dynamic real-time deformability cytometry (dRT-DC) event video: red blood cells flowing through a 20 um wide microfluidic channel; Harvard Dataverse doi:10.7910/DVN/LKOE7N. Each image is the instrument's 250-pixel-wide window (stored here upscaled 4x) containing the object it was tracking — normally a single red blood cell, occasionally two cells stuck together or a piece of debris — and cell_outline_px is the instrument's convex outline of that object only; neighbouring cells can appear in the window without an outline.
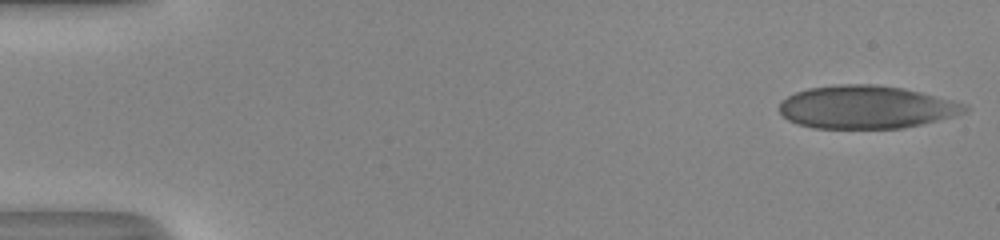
{"species": "human", "species_latin": "Homo sapiens", "temperature_condition": "room temperature", "stored_images_in_passage": 50, "camera_frame_rate_fps": 3000, "um_per_image_px": 0.085, "donor": {"sex": "male"}, "frame": {"image": 1, "passage_image": 1, "time_ms": 0.0, "image_size_px": [1000, 240], "cell_outline_px": [[968, 112], [904, 128], [812, 128], [796, 124], [788, 120], [780, 112], [780, 100], [796, 92], [808, 88], [840, 84], [876, 84], [904, 88], [968, 104]], "centroid_in_image_um": [73.62, 9.1], "position_along_channel_um": 11.4, "area_um2": 46.47}}
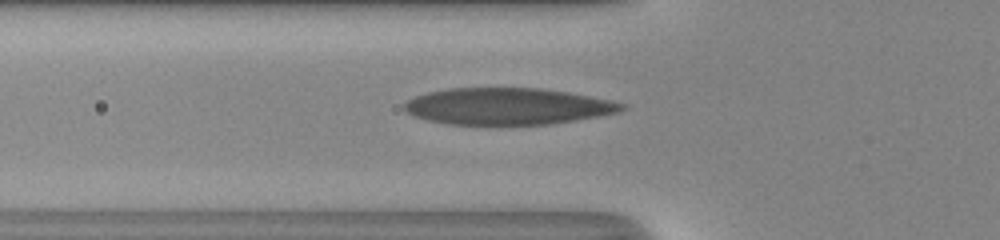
{"frame": {"image": 2, "passage_image": 18, "time_ms": 5.667, "image_size_px": [1000, 240], "cell_outline_px": [[628, 108], [620, 112], [600, 116], [552, 124], [448, 124], [428, 120], [416, 116], [408, 112], [404, 108], [404, 104], [408, 100], [416, 96], [428, 92], [448, 88], [540, 88], [568, 92], [612, 100], [624, 104]], "centroid_in_image_um": [43.2, 9.03], "position_along_channel_um": 82.6, "area_um2": 46.36}}
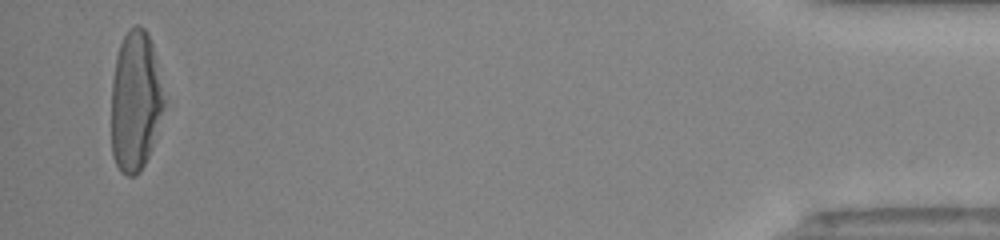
{"frame": {"image": 3, "passage_image": 49, "time_ms": 16.0, "image_size_px": [1000, 240], "cell_outline_px": [[164, 108], [152, 148], [140, 172], [132, 176], [128, 176], [120, 172], [112, 156], [112, 80], [116, 56], [120, 44], [128, 28], [136, 24], [140, 24], [148, 32], [152, 44], [164, 100]], "centroid_in_image_um": [11.49, 8.61], "position_along_channel_um": 423.7, "area_um2": 43.0}}